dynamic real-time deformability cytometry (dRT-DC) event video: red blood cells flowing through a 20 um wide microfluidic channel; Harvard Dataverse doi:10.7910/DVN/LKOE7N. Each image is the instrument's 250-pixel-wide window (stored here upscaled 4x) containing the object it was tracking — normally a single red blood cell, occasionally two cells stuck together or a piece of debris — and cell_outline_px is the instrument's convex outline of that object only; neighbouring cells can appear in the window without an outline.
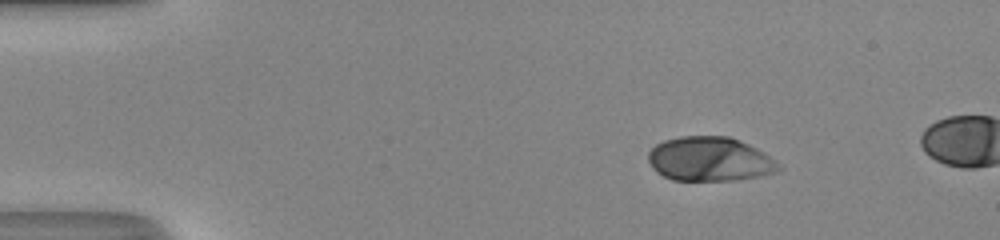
{"species": "human", "species_latin": "Homo sapiens", "temperature_condition": "room temperature", "stored_images_in_passage": 9, "camera_frame_rate_fps": 3000, "um_per_image_px": 0.085, "donor": {"sex": "male"}, "frame": {"image": 1, "passage_image": 1, "time_ms": 0.0, "image_size_px": [1000, 240], "cell_outline_px": [[780, 168], [772, 172], [756, 176], [732, 180], [672, 180], [656, 172], [652, 168], [648, 160], [648, 152], [656, 144], [664, 140], [680, 136], [728, 136], [740, 140], [756, 148], [768, 156]], "centroid_in_image_um": [60.23, 13.51], "position_along_channel_um": 24.8, "area_um2": 33.12}}